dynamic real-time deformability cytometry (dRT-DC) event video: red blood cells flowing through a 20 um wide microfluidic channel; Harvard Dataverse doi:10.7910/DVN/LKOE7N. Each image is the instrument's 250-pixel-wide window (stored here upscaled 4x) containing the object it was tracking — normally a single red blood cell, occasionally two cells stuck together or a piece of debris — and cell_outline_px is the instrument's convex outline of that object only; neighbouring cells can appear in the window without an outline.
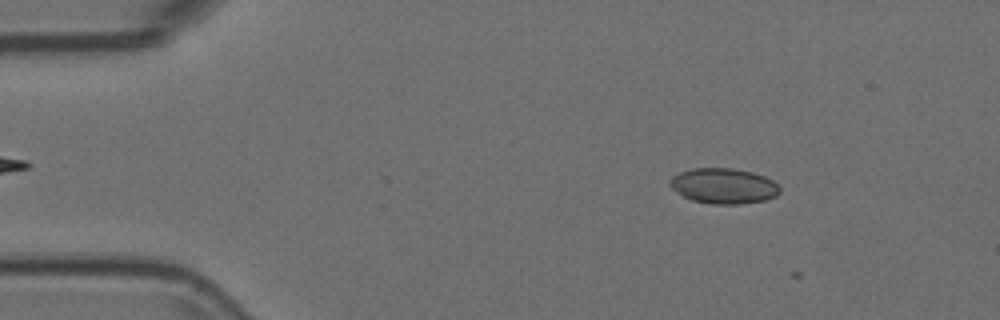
{"species": "Egyptian fruit bat (a non-hibernating species)", "species_latin": "Rousettus aegyptiacus", "temperature_condition": "room temperature", "stored_images_in_passage": 3, "camera_frame_rate_fps": 3000, "um_per_image_px": 0.085, "animal": {"sex": "female"}, "frame": {"image": 1, "passage_image": 2, "time_ms": 0.333, "image_size_px": [1000, 320], "cell_outline_px": [[780, 192], [776, 196], [764, 200], [736, 204], [712, 204], [692, 200], [676, 192], [668, 184], [668, 180], [672, 176], [680, 172], [692, 168], [732, 168], [752, 172], [764, 176], [772, 180], [780, 188]], "centroid_in_image_um": [61.48, 15.8], "position_along_channel_um": 23.5, "area_um2": 22.66}}